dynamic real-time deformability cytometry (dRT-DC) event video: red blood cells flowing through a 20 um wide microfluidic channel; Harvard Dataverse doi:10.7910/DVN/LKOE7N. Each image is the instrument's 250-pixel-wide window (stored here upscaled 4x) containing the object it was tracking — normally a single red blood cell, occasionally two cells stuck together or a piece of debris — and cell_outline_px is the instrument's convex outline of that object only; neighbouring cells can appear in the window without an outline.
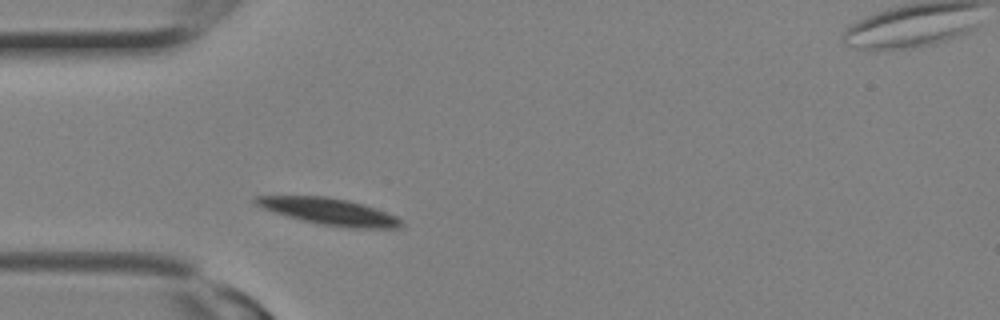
{"species": "Egyptian fruit bat (a non-hibernating species)", "species_latin": "Rousettus aegyptiacus", "temperature_condition": "room temperature", "stored_images_in_passage": 13, "camera_frame_rate_fps": 3000, "um_per_image_px": 0.085, "animal": {"sex": "female"}, "frame": {"image": 1, "passage_image": 3, "time_ms": 0.667, "image_size_px": [1000, 320], "cell_outline_px": [[404, 224], [400, 228], [348, 228], [320, 224], [288, 216], [264, 208], [256, 204], [252, 200], [252, 196], [328, 196], [348, 200], [364, 204], [396, 216], [404, 220]], "centroid_in_image_um": [28.04, 17.98], "position_along_channel_um": 57.0, "area_um2": 22.54}}
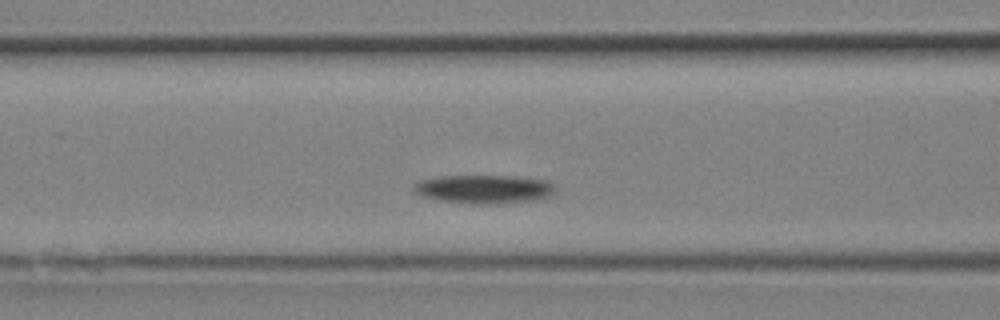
{"frame": {"image": 2, "passage_image": 6, "time_ms": 1.667, "image_size_px": [1000, 320], "cell_outline_px": [[556, 188], [548, 196], [536, 200], [496, 204], [480, 204], [440, 200], [420, 196], [412, 188], [420, 180], [436, 176], [508, 176], [544, 180], [556, 184]], "centroid_in_image_um": [41.13, 16.07], "position_along_channel_um": 125.5, "area_um2": 23.47}}
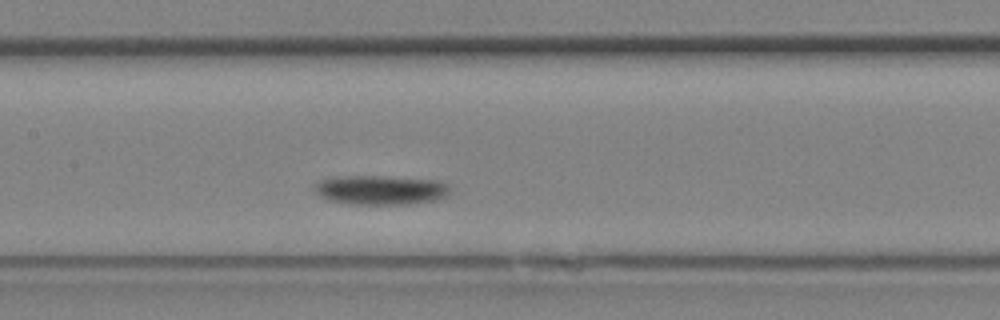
{"frame": {"image": 3, "passage_image": 8, "time_ms": 2.333, "image_size_px": [1000, 320], "cell_outline_px": [[452, 192], [448, 196], [436, 200], [408, 204], [352, 204], [328, 200], [320, 196], [312, 188], [320, 180], [332, 176], [380, 176], [440, 180], [448, 184]], "centroid_in_image_um": [32.38, 16.14], "position_along_channel_um": 175.0, "area_um2": 23.52}}